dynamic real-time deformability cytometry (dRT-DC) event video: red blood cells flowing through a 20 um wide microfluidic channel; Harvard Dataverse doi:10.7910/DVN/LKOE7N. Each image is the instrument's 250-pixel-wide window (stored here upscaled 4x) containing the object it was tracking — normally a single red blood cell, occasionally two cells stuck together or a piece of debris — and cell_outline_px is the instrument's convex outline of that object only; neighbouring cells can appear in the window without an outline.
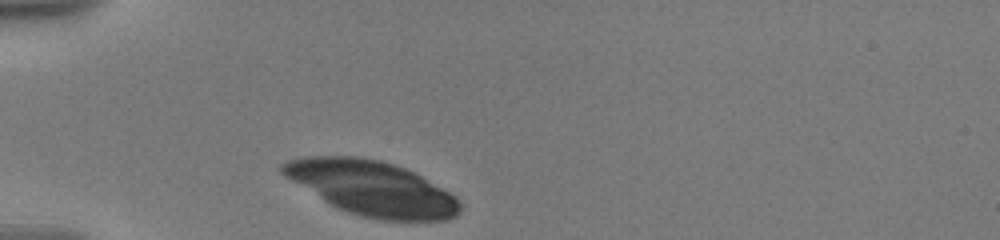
{"species": "human", "species_latin": "Homo sapiens", "temperature_condition": "warm", "stored_images_in_passage": 3, "camera_frame_rate_fps": 3000, "um_per_image_px": 0.085, "donor": {"sex": "male"}, "frame": {"image": 1, "passage_image": 1, "time_ms": 0.0, "image_size_px": [1000, 240], "cell_outline_px": [[460, 212], [456, 216], [444, 220], [380, 220], [360, 216], [336, 208], [284, 176], [280, 172], [280, 164], [288, 160], [304, 156], [356, 156], [380, 160], [404, 168], [420, 176], [456, 196], [460, 200]], "centroid_in_image_um": [31.58, 15.99], "position_along_channel_um": 53.4, "area_um2": 56.18}}